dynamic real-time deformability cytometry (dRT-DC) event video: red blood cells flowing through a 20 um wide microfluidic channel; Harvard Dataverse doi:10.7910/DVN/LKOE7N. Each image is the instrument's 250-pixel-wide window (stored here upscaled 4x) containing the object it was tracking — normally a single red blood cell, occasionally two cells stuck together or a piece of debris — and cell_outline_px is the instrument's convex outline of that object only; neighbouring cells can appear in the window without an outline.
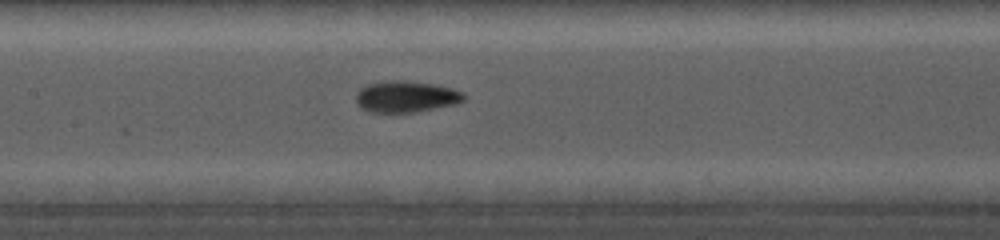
{"species": "common noctule bat (a hibernating species)", "species_latin": "Nyctalus noctula", "temperature_condition": "cold", "stored_images_in_passage": 26, "camera_frame_rate_fps": 5000, "um_per_image_px": 0.085, "animal": {"sex": "female", "body_mass_g": 19.0, "forearm_length_mm": 56.7}, "frame": {"image": 1, "passage_image": 11, "time_ms": 8.2, "image_size_px": [1000, 240], "cell_outline_px": [[468, 96], [464, 100], [452, 104], [412, 112], [372, 112], [360, 108], [356, 104], [356, 92], [360, 88], [368, 84], [392, 80], [404, 80], [432, 84], [452, 88], [464, 92]], "centroid_in_image_um": [34.48, 8.2], "position_along_channel_um": 172.9, "area_um2": 19.59}}
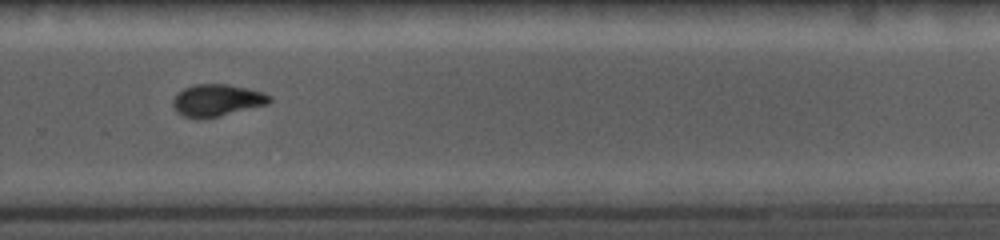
{"frame": {"image": 2, "passage_image": 17, "time_ms": 11.8, "image_size_px": [1000, 240], "cell_outline_px": [[272, 100], [268, 104], [200, 120], [196, 120], [184, 116], [176, 112], [172, 104], [172, 100], [184, 88], [192, 84], [228, 84], [264, 92], [272, 96]], "centroid_in_image_um": [18.43, 8.53], "position_along_channel_um": 311.4, "area_um2": 18.09}}
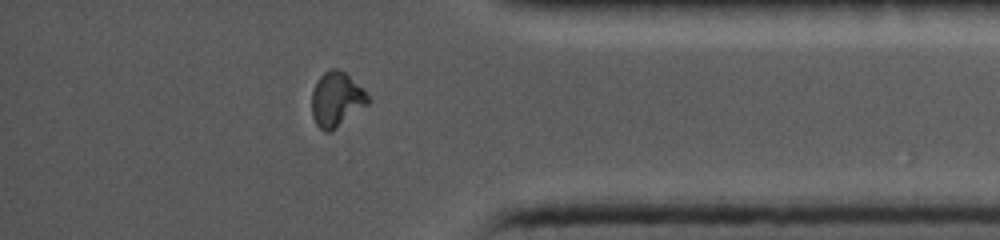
{"frame": {"image": 3, "passage_image": 22, "time_ms": 14.4, "image_size_px": [1000, 240], "cell_outline_px": [[368, 104], [336, 128], [328, 132], [324, 132], [316, 124], [312, 116], [312, 92], [316, 80], [324, 72], [332, 68], [340, 68], [364, 88], [368, 96]], "centroid_in_image_um": [28.59, 8.42], "position_along_channel_um": 406.6, "area_um2": 17.98}}